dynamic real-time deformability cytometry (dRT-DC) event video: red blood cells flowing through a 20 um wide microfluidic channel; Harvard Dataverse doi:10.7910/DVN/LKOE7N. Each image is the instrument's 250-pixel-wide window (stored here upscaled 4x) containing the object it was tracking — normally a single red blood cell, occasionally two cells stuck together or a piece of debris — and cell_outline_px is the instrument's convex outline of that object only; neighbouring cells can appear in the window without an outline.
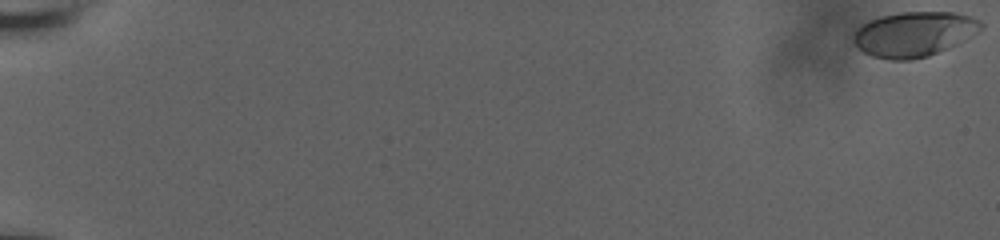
{"species": "human", "species_latin": "Homo sapiens", "temperature_condition": "room temperature", "stored_images_in_passage": 60, "camera_frame_rate_fps": 3000, "um_per_image_px": 0.085, "donor": {"sex": "male"}, "frame": {"image": 1, "passage_image": 1, "time_ms": 0.0, "image_size_px": [1000, 240], "cell_outline_px": [[984, 24], [976, 32], [956, 44], [948, 48], [928, 56], [912, 60], [892, 60], [872, 56], [856, 48], [852, 40], [852, 36], [864, 24], [880, 16], [900, 12], [952, 12], [968, 16], [980, 20]], "centroid_in_image_um": [77.66, 2.91], "position_along_channel_um": 7.3, "area_um2": 33.06}}
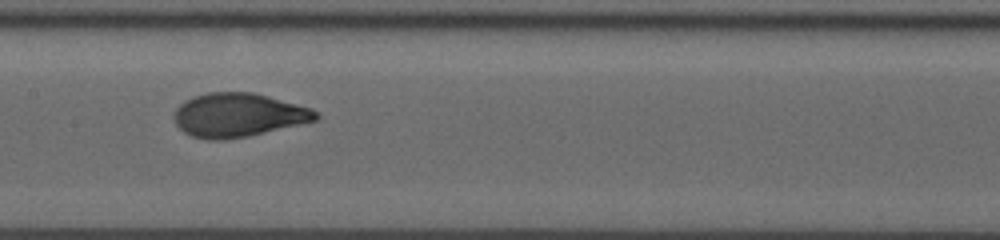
{"frame": {"image": 2, "passage_image": 34, "time_ms": 11.0, "image_size_px": [1000, 240], "cell_outline_px": [[320, 116], [316, 120], [248, 136], [224, 140], [208, 140], [192, 136], [184, 132], [176, 124], [176, 108], [184, 100], [192, 96], [208, 92], [252, 92], [268, 96], [312, 108], [320, 112]], "centroid_in_image_um": [20.26, 9.77], "position_along_channel_um": 187.1, "area_um2": 36.07}}
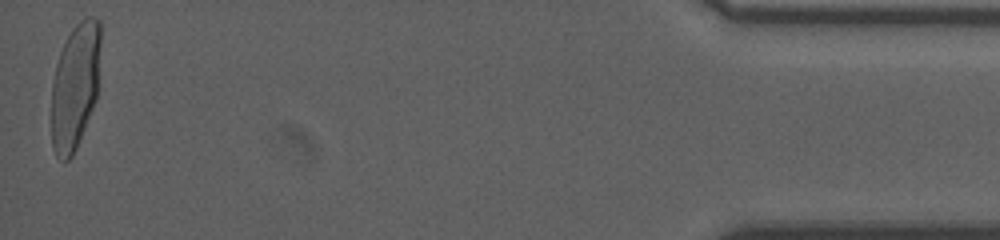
{"frame": {"image": 3, "passage_image": 60, "time_ms": 19.667, "image_size_px": [1000, 240], "cell_outline_px": [[100, 44], [96, 100], [76, 148], [72, 156], [68, 160], [64, 160], [56, 156], [52, 148], [52, 84], [56, 64], [60, 52], [72, 28], [80, 20], [88, 16], [92, 16], [100, 20]], "centroid_in_image_um": [6.38, 7.3], "position_along_channel_um": 428.8, "area_um2": 35.89}, "authors_computed_cell_mechanics": {"area_um2": 35.0846, "velocity_mm_per_s": 3.7189, "shape_relaxation_time_tau1_ms": 4.2011, "shape_relaxation_time_tau2_ms": null, "deformation_change_tau1": 0.2137, "deformation_change_tau2": null}}